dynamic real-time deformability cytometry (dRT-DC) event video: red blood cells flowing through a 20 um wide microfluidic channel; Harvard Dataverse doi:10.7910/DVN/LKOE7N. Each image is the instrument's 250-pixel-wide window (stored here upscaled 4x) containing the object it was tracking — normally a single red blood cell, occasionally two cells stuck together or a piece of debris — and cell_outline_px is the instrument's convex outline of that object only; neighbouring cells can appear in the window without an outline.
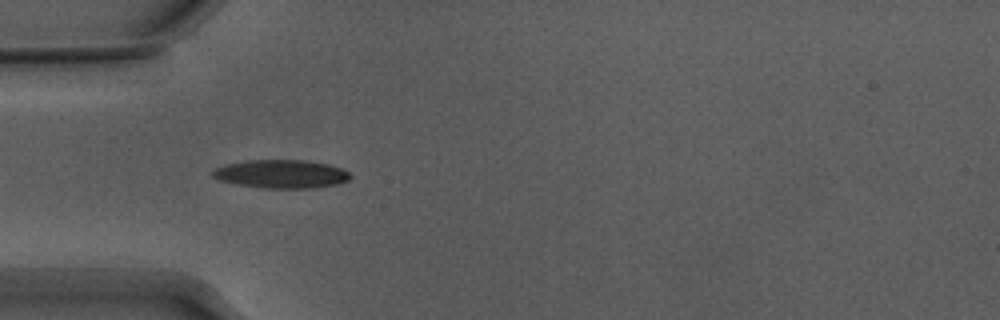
{"species": "Egyptian fruit bat (a non-hibernating species)", "species_latin": "Rousettus aegyptiacus", "temperature_condition": "warm", "stored_images_in_passage": 21, "camera_frame_rate_fps": 3000, "um_per_image_px": 0.085, "animal": {"sex": "male"}, "frame": {"image": 1, "passage_image": 6, "time_ms": 1.667, "image_size_px": [1000, 320], "cell_outline_px": [[352, 176], [348, 180], [336, 184], [312, 188], [264, 188], [236, 184], [220, 180], [212, 176], [212, 172], [216, 168], [228, 164], [248, 160], [304, 160], [328, 164], [340, 168], [348, 172]], "centroid_in_image_um": [23.91, 14.79], "position_along_channel_um": 61.1, "area_um2": 22.54}}
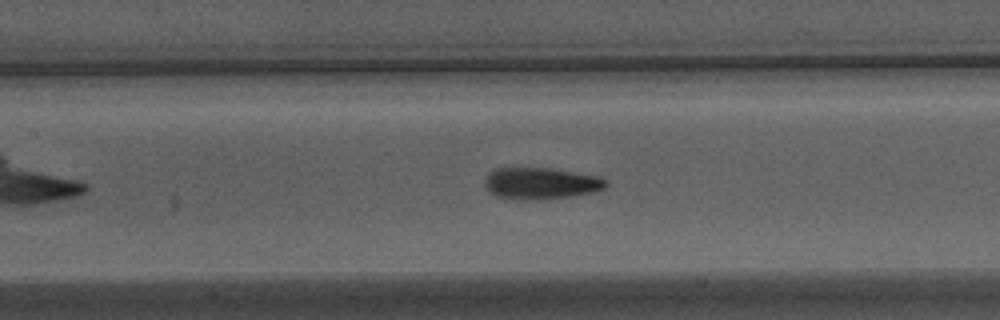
{"frame": {"image": 2, "passage_image": 14, "time_ms": 4.333, "image_size_px": [1000, 320], "cell_outline_px": [[608, 184], [604, 188], [592, 192], [568, 196], [536, 200], [520, 200], [496, 196], [484, 184], [484, 180], [488, 172], [496, 168], [552, 168], [600, 176]], "centroid_in_image_um": [45.95, 15.57], "position_along_channel_um": 161.5, "area_um2": 22.25}}
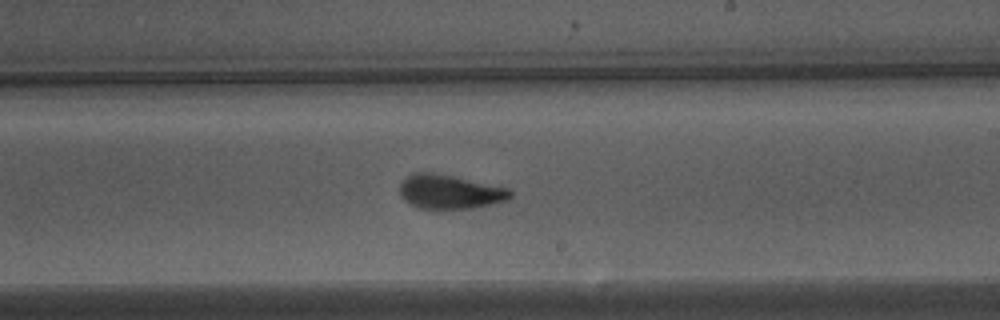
{"frame": {"image": 3, "passage_image": 21, "time_ms": 6.667, "image_size_px": [1000, 320], "cell_outline_px": [[512, 196], [508, 200], [492, 204], [472, 208], [436, 212], [416, 208], [408, 204], [400, 196], [400, 184], [408, 176], [416, 172], [432, 172], [452, 176], [508, 188], [512, 192]], "centroid_in_image_um": [38.19, 16.36], "position_along_channel_um": 250.8, "area_um2": 22.66}}